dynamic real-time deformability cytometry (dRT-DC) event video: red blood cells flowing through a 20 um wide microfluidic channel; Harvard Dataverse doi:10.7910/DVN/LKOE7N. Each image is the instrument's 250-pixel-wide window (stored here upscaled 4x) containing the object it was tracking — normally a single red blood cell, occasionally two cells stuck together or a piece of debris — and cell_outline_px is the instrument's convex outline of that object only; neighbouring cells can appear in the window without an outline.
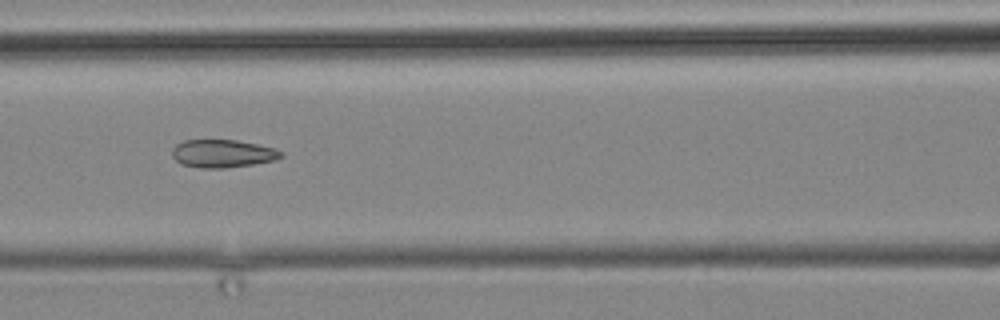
{"species": "common noctule bat (a hibernating species)", "species_latin": "Nyctalus noctula", "temperature_condition": "cold", "stored_images_in_passage": 9, "camera_frame_rate_fps": 3000, "um_per_image_px": 0.085, "animal": {"sex": "male", "body_mass_g": 19.2, "forearm_length_mm": 51.8}, "frame": {"image": 1, "passage_image": 9, "time_ms": 9.333, "image_size_px": [1000, 320], "cell_outline_px": [[284, 156], [276, 160], [252, 164], [224, 168], [200, 168], [180, 164], [172, 156], [172, 148], [176, 144], [184, 140], [236, 140], [276, 148], [284, 152]], "centroid_in_image_um": [18.93, 13.05], "position_along_channel_um": 147.7, "area_um2": 17.86}}